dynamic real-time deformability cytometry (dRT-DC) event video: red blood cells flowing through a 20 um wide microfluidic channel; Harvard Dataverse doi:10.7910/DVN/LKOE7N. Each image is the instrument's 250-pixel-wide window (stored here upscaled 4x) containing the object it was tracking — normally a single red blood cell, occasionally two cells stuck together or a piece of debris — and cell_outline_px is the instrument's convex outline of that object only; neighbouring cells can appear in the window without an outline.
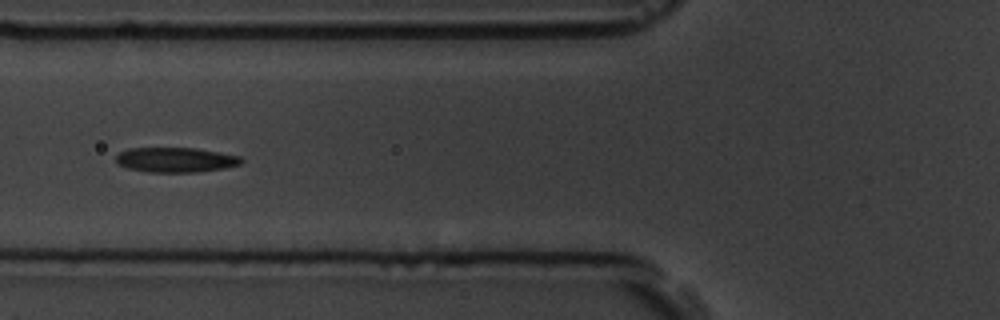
{"species": "common noctule bat (a hibernating species)", "species_latin": "Nyctalus noctula", "temperature_condition": "room temperature", "stored_images_in_passage": 18, "camera_frame_rate_fps": 3000, "um_per_image_px": 0.085, "animal": {"sex": "male", "body_mass_g": 19.5, "forearm_length_mm": 54.6}, "frame": {"image": 1, "passage_image": 6, "time_ms": 1.667, "image_size_px": [1000, 320], "cell_outline_px": [[244, 160], [240, 164], [224, 168], [196, 172], [148, 172], [128, 168], [116, 164], [116, 156], [120, 152], [128, 148], [196, 148], [240, 156]], "centroid_in_image_um": [14.91, 13.58], "position_along_channel_um": 110.9, "area_um2": 18.15}}